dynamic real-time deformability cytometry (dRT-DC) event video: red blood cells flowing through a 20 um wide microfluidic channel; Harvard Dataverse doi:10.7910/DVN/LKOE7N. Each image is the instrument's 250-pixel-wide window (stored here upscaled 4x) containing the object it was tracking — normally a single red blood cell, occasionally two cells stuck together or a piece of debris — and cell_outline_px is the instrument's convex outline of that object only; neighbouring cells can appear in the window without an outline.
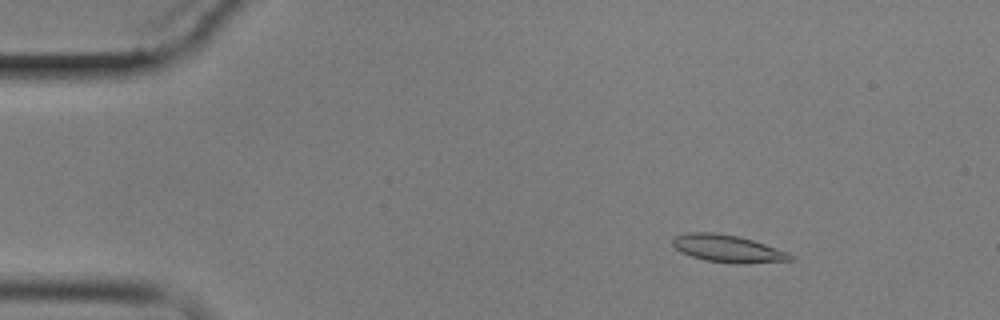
{"species": "common noctule bat (a hibernating species)", "species_latin": "Nyctalus noctula", "temperature_condition": "cold", "stored_images_in_passage": 5, "camera_frame_rate_fps": 3000, "um_per_image_px": 0.085, "animal": {"sex": "male", "body_mass_g": 17.9}, "frame": {"image": 1, "passage_image": 3, "time_ms": 2.333, "image_size_px": [1000, 320], "cell_outline_px": [[792, 260], [704, 260], [680, 252], [672, 244], [672, 240], [676, 236], [688, 232], [712, 232], [736, 236], [752, 240], [788, 252], [792, 256]], "centroid_in_image_um": [61.71, 21.05], "position_along_channel_um": 23.3, "area_um2": 17.22}}